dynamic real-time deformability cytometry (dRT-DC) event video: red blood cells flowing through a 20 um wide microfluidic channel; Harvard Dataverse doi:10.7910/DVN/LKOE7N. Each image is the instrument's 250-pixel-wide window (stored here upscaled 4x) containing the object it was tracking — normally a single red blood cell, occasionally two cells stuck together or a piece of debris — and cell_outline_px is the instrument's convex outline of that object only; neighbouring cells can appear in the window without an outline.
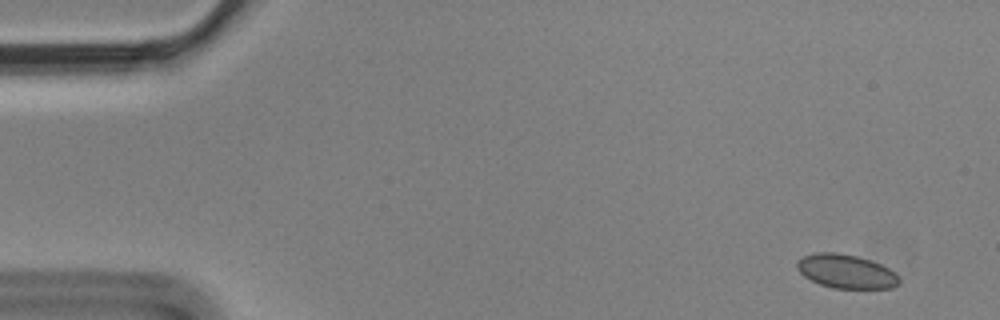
{"species": "Egyptian fruit bat (a non-hibernating species)", "species_latin": "Rousettus aegyptiacus", "temperature_condition": "cold", "stored_images_in_passage": 7, "camera_frame_rate_fps": 3000, "um_per_image_px": 0.085, "animal": {"sex": "male"}, "frame": {"image": 1, "passage_image": 1, "time_ms": 0.0, "image_size_px": [1000, 320], "cell_outline_px": [[900, 284], [892, 288], [832, 288], [820, 284], [804, 276], [796, 268], [796, 260], [804, 256], [816, 252], [836, 252], [856, 256], [880, 264], [888, 268], [900, 280]], "centroid_in_image_um": [71.88, 23.06], "position_along_channel_um": 13.1, "area_um2": 20.0}}
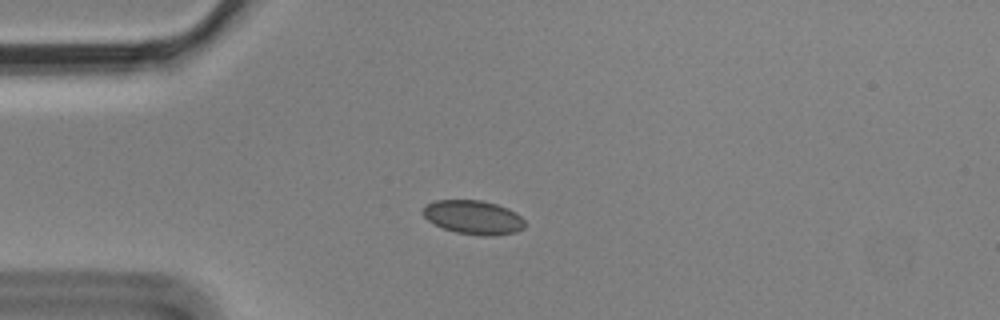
{"frame": {"image": 2, "passage_image": 4, "time_ms": 1.0, "image_size_px": [1000, 320], "cell_outline_px": [[524, 228], [516, 232], [488, 236], [484, 236], [456, 232], [444, 228], [428, 220], [420, 212], [424, 204], [436, 200], [480, 200], [496, 204], [508, 208], [516, 212], [524, 220]], "centroid_in_image_um": [40.21, 18.46], "position_along_channel_um": 44.8, "area_um2": 20.17}}